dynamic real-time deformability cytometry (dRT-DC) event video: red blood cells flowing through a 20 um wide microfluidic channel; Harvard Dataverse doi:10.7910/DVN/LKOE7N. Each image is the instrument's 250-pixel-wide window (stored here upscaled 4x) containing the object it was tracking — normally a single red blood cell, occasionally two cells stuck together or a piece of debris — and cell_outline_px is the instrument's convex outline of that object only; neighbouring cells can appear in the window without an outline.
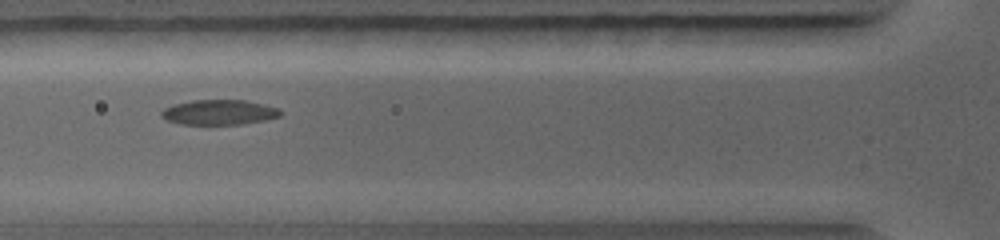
{"species": "common noctule bat (a hibernating species)", "species_latin": "Nyctalus noctula", "temperature_condition": "warm", "stored_images_in_passage": 7, "camera_frame_rate_fps": 5000, "um_per_image_px": 0.085, "animal": {"sex": "female", "body_mass_g": 19.0, "forearm_length_mm": 56.7}, "frame": {"image": 1, "passage_image": 6, "time_ms": 3.2, "image_size_px": [1000, 240], "cell_outline_px": [[280, 116], [264, 120], [240, 124], [180, 124], [168, 120], [160, 116], [160, 112], [164, 108], [172, 104], [192, 100], [244, 100], [264, 104], [276, 108], [280, 112]], "centroid_in_image_um": [18.56, 9.54], "position_along_channel_um": 107.2, "area_um2": 17.22}}